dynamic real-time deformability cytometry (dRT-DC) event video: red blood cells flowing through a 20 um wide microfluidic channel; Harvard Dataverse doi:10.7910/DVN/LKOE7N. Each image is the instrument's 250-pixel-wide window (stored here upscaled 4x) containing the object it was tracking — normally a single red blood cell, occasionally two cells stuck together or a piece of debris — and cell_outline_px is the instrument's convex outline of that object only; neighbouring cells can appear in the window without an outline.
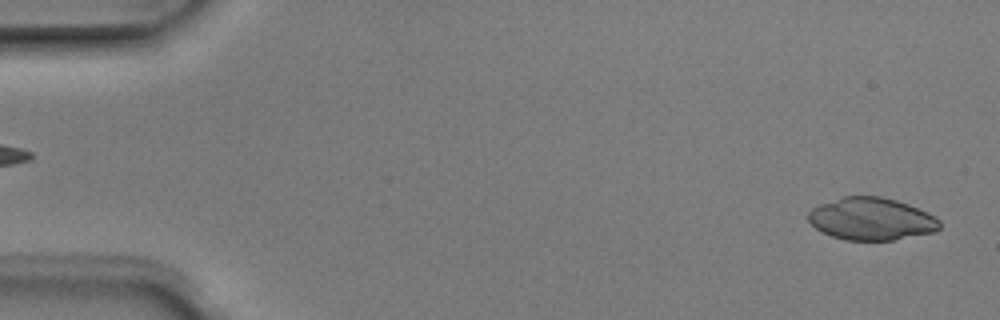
{"species": "Egyptian fruit bat (a non-hibernating species)", "species_latin": "Rousettus aegyptiacus", "temperature_condition": "room temperature", "stored_images_in_passage": 6, "segment_of_instrument_passage": [2, 2], "camera_frame_rate_fps": 3000, "um_per_image_px": 0.085, "animal": {"sex": "male"}, "frame": {"image": 1, "passage_image": 6, "time_ms": 1.667, "image_size_px": [1000, 320], "cell_outline_px": [[940, 228], [936, 232], [892, 240], [844, 240], [832, 236], [816, 228], [808, 220], [808, 212], [812, 208], [820, 204], [844, 196], [880, 196], [896, 200], [908, 204], [928, 212], [936, 216], [940, 220]], "centroid_in_image_um": [74.1, 18.61], "position_along_channel_um": 10.9, "area_um2": 32.54}}